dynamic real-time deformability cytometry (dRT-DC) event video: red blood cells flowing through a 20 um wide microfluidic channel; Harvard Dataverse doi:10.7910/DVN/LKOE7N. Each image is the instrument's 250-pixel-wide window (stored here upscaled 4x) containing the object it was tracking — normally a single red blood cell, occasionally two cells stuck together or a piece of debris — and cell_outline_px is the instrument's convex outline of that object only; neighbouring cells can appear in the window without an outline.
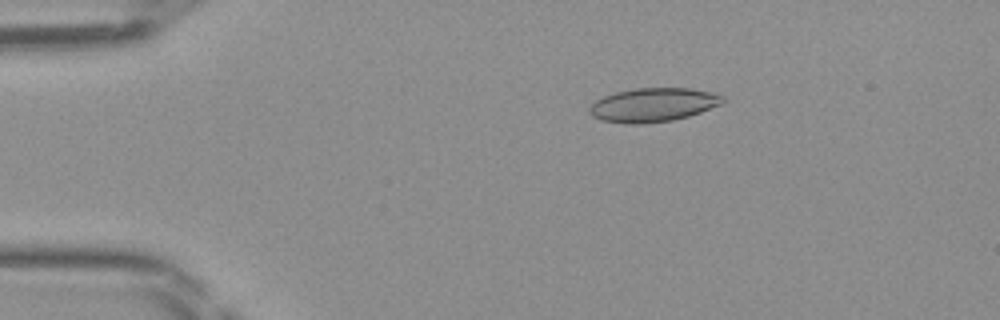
{"species": "Egyptian fruit bat (a non-hibernating species)", "species_latin": "Rousettus aegyptiacus", "temperature_condition": "room temperature", "stored_images_in_passage": 40, "camera_frame_rate_fps": 3000, "um_per_image_px": 0.085, "frame": {"image": 1, "passage_image": 1, "time_ms": 0.0, "image_size_px": [1000, 320], "cell_outline_px": [[724, 104], [688, 116], [672, 120], [640, 124], [624, 124], [600, 120], [592, 116], [588, 112], [588, 108], [596, 100], [604, 96], [616, 92], [636, 88], [688, 88], [712, 92], [724, 96]], "centroid_in_image_um": [55.51, 8.92], "position_along_channel_um": 29.5, "area_um2": 26.41}}
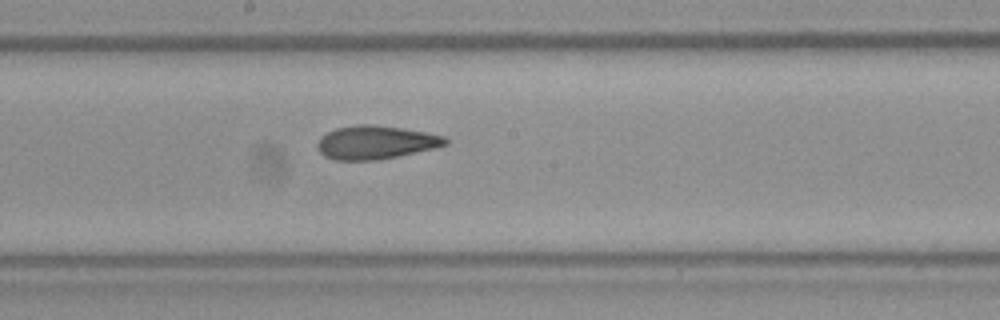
{"frame": {"image": 2, "passage_image": 18, "time_ms": 5.667, "image_size_px": [1000, 320], "cell_outline_px": [[448, 144], [436, 148], [376, 160], [336, 160], [324, 156], [316, 148], [316, 144], [320, 136], [336, 128], [356, 124], [372, 124], [400, 128], [424, 132], [444, 136], [448, 140]], "centroid_in_image_um": [31.89, 12.1], "position_along_channel_um": 216.3, "area_um2": 24.91}}
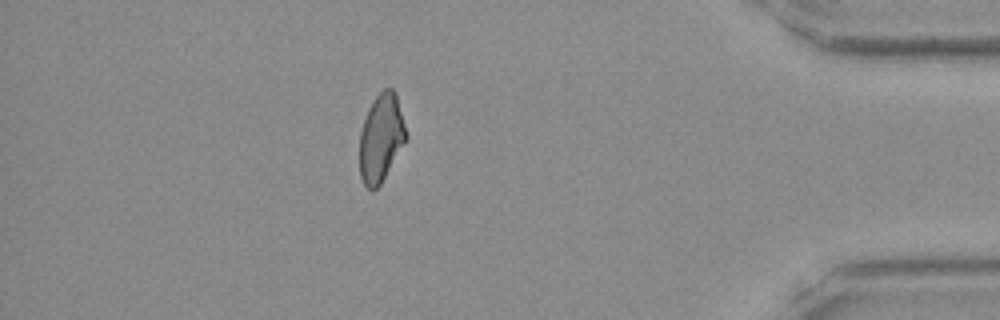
{"frame": {"image": 3, "passage_image": 34, "time_ms": 11.0, "image_size_px": [1000, 320], "cell_outline_px": [[408, 136], [380, 184], [372, 192], [364, 184], [360, 176], [360, 132], [368, 108], [376, 96], [384, 88], [392, 88], [396, 92]], "centroid_in_image_um": [32.39, 11.7], "position_along_channel_um": 402.8, "area_um2": 23.58}}